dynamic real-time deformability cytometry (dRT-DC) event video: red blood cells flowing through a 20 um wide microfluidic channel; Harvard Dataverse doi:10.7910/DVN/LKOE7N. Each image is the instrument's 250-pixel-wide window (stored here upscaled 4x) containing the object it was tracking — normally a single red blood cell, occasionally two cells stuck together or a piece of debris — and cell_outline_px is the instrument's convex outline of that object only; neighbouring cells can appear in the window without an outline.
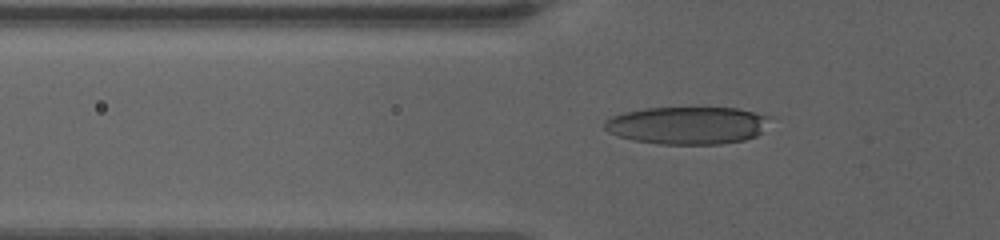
{"species": "human", "species_latin": "Homo sapiens", "temperature_condition": "warm", "stored_images_in_passage": 66, "camera_frame_rate_fps": 3000, "um_per_image_px": 0.085, "donor": {"sex": "female"}, "frame": {"image": 1, "passage_image": 21, "time_ms": 7.333, "image_size_px": [1000, 240], "cell_outline_px": [[776, 116], [756, 136], [744, 140], [720, 144], [660, 144], [636, 140], [620, 136], [608, 132], [604, 128], [604, 120], [612, 116], [624, 112], [644, 108], [736, 108]], "centroid_in_image_um": [58.48, 10.64], "position_along_channel_um": 67.3, "area_um2": 36.41}}
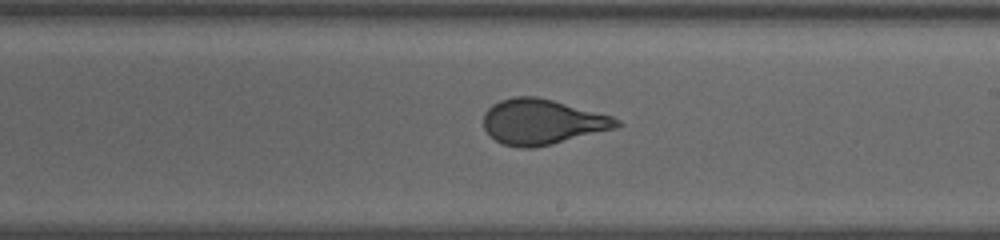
{"frame": {"image": 2, "passage_image": 36, "time_ms": 12.667, "image_size_px": [1000, 240], "cell_outline_px": [[624, 124], [616, 128], [552, 144], [532, 148], [520, 148], [504, 144], [496, 140], [484, 128], [484, 112], [492, 104], [500, 100], [512, 96], [536, 96], [552, 100], [612, 116], [620, 120]], "centroid_in_image_um": [46.09, 10.35], "position_along_channel_um": 242.9, "area_um2": 35.03}}
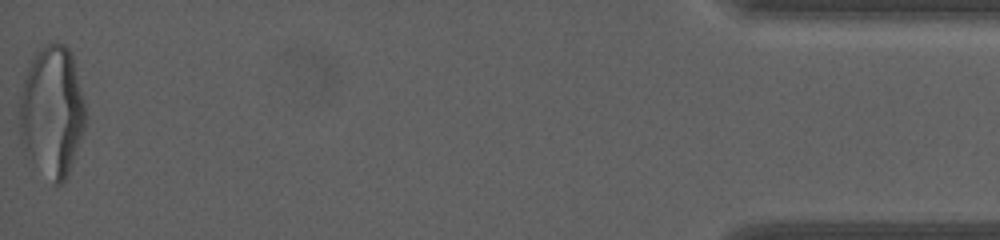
{"frame": {"image": 3, "passage_image": 66, "time_ms": 20.667, "image_size_px": [1000, 240], "cell_outline_px": [[88, 116], [84, 132], [68, 176], [60, 184], [56, 184], [32, 160], [20, 140], [20, 96], [28, 60], [36, 52], [48, 44], [64, 44], [68, 48], [72, 56], [84, 100]], "centroid_in_image_um": [4.45, 9.45], "position_along_channel_um": 430.8, "area_um2": 50.23}, "authors_computed_cell_mechanics": {"area_um2": 36.3562, "velocity_mm_per_s": 3.3739, "shape_relaxation_time_tau1_ms": 4.8615, "shape_relaxation_time_tau2_ms": null, "deformation_change_tau1": 0.1975, "deformation_change_tau2": null}}